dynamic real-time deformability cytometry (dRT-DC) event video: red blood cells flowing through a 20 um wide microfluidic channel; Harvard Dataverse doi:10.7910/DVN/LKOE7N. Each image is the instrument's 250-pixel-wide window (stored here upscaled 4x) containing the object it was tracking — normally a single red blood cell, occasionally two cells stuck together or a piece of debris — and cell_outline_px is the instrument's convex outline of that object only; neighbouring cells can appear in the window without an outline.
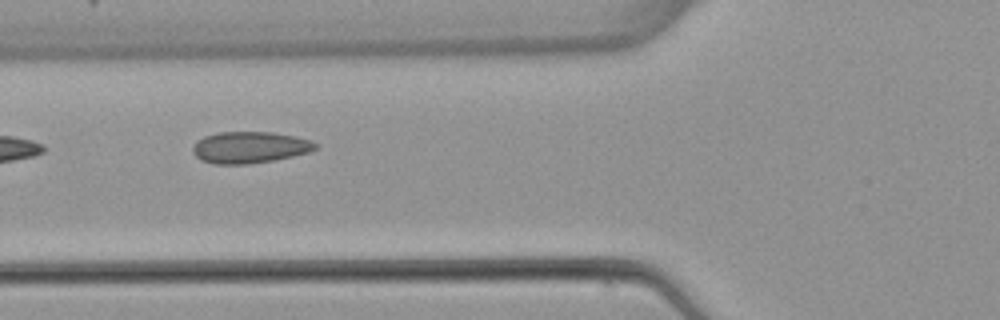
{"species": "common noctule bat (a hibernating species)", "species_latin": "Nyctalus noctula", "temperature_condition": "warm", "stored_images_in_passage": 8, "camera_frame_rate_fps": 3000, "um_per_image_px": 0.085, "animal": {"sex": "female", "body_mass_g": 22.7, "forearm_length_mm": 54.2}, "frame": {"image": 1, "passage_image": 6, "time_ms": 6.333, "image_size_px": [1000, 320], "cell_outline_px": [[316, 148], [308, 152], [276, 160], [248, 164], [212, 164], [200, 160], [192, 152], [192, 148], [196, 140], [204, 136], [220, 132], [272, 132], [296, 136], [312, 140], [316, 144]], "centroid_in_image_um": [21.19, 12.53], "position_along_channel_um": 104.6, "area_um2": 22.72}}
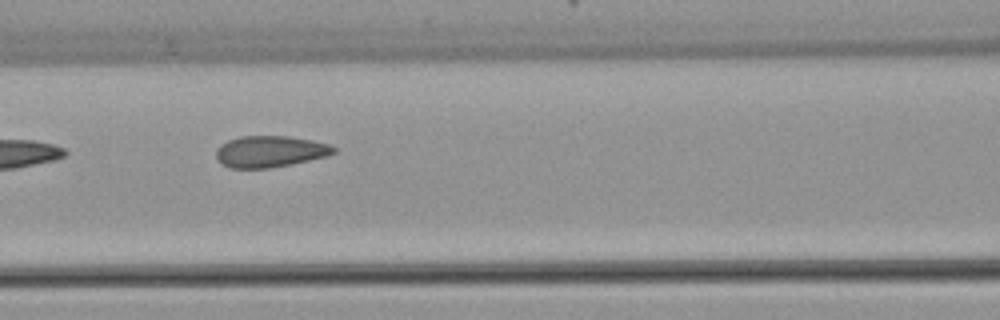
{"frame": {"image": 2, "passage_image": 7, "time_ms": 7.333, "image_size_px": [1000, 320], "cell_outline_px": [[336, 152], [328, 156], [292, 164], [268, 168], [228, 168], [216, 160], [216, 148], [220, 144], [228, 140], [240, 136], [288, 136], [312, 140], [328, 144], [336, 148]], "centroid_in_image_um": [22.93, 12.88], "position_along_channel_um": 143.7, "area_um2": 21.73}}